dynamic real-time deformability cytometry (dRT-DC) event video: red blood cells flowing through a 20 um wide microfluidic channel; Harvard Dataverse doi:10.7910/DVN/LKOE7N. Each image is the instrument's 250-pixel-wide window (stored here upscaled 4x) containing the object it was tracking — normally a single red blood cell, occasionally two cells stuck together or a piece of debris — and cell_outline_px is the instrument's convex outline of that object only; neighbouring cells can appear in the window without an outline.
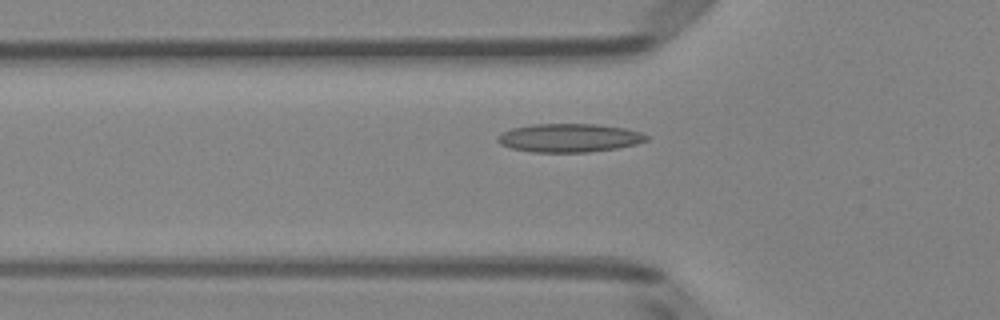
{"species": "Egyptian fruit bat (a non-hibernating species)", "species_latin": "Rousettus aegyptiacus", "temperature_condition": "room temperature", "stored_images_in_passage": 38, "camera_frame_rate_fps": 3000, "um_per_image_px": 0.085, "animal": {"sex": "female"}, "frame": {"image": 1, "passage_image": 8, "time_ms": 2.333, "image_size_px": [1000, 320], "cell_outline_px": [[648, 140], [636, 144], [616, 148], [588, 152], [532, 152], [512, 148], [500, 144], [496, 140], [496, 136], [512, 128], [532, 124], [596, 124], [624, 128], [640, 132], [648, 136]], "centroid_in_image_um": [48.37, 11.72], "position_along_channel_um": 77.4, "area_um2": 24.62}}
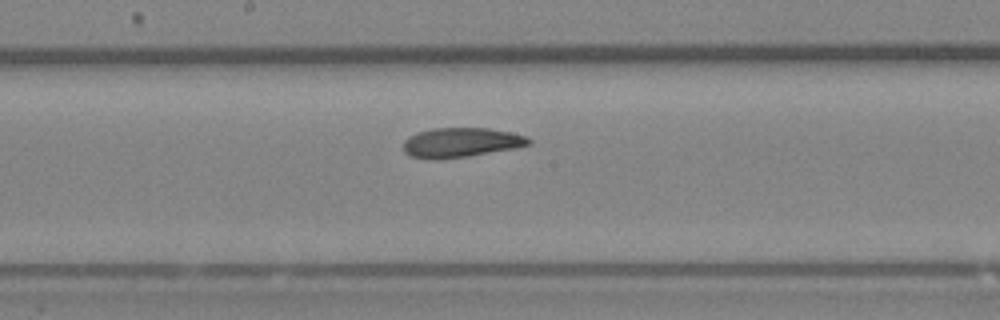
{"frame": {"image": 2, "passage_image": 18, "time_ms": 5.667, "image_size_px": [1000, 320], "cell_outline_px": [[532, 140], [528, 144], [512, 148], [468, 156], [436, 160], [428, 160], [412, 156], [404, 152], [404, 140], [408, 136], [416, 132], [432, 128], [488, 128], [528, 136]], "centroid_in_image_um": [39.12, 12.11], "position_along_channel_um": 209.1, "area_um2": 21.56}}
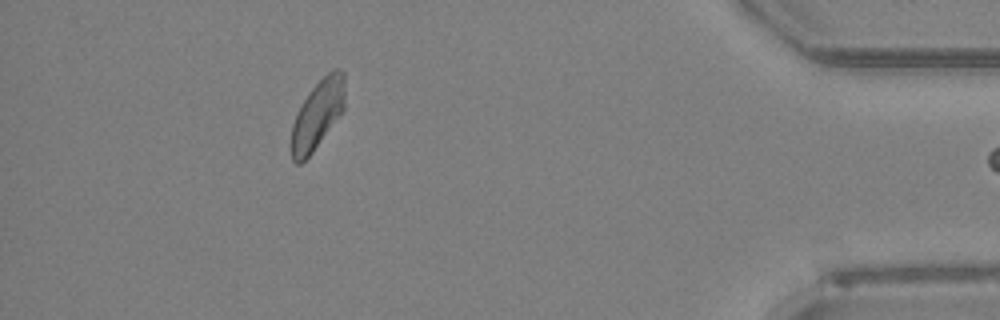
{"frame": {"image": 3, "passage_image": 37, "time_ms": 12.0, "image_size_px": [1000, 320], "cell_outline_px": [[344, 108], [312, 152], [300, 164], [296, 164], [292, 160], [292, 124], [296, 112], [308, 92], [332, 68], [340, 68], [344, 72]], "centroid_in_image_um": [26.98, 9.69], "position_along_channel_um": 408.2, "area_um2": 21.1}}